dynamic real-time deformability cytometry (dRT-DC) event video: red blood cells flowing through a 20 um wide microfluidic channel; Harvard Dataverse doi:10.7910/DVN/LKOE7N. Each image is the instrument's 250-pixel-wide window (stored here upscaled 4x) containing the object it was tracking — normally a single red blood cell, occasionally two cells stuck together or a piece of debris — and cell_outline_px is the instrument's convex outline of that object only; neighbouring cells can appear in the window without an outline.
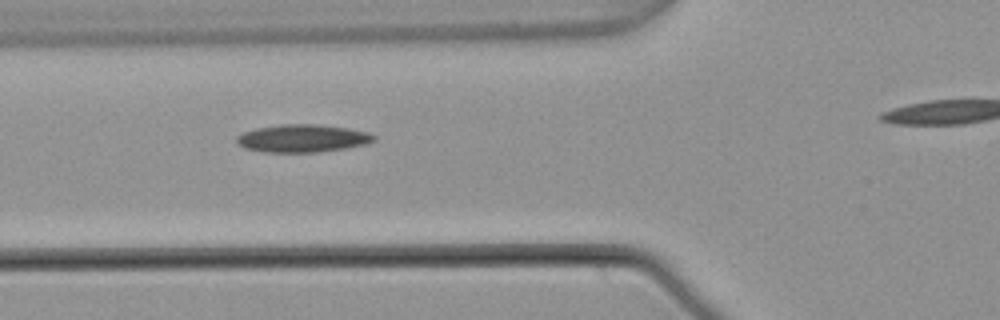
{"species": "common noctule bat (a hibernating species)", "species_latin": "Nyctalus noctula", "temperature_condition": "warm", "stored_images_in_passage": 2, "camera_frame_rate_fps": 3000, "um_per_image_px": 0.085, "animal": {"sex": "male", "body_mass_g": 21.5, "forearm_length_mm": 52.0}, "frame": {"image": 1, "passage_image": 2, "time_ms": 0.333, "image_size_px": [1000, 320], "cell_outline_px": [[376, 140], [368, 144], [344, 148], [316, 152], [264, 152], [244, 148], [236, 144], [236, 136], [244, 132], [256, 128], [280, 124], [316, 124], [348, 128], [368, 132], [376, 136]], "centroid_in_image_um": [25.7, 11.76], "position_along_channel_um": 100.1, "area_um2": 22.31}}